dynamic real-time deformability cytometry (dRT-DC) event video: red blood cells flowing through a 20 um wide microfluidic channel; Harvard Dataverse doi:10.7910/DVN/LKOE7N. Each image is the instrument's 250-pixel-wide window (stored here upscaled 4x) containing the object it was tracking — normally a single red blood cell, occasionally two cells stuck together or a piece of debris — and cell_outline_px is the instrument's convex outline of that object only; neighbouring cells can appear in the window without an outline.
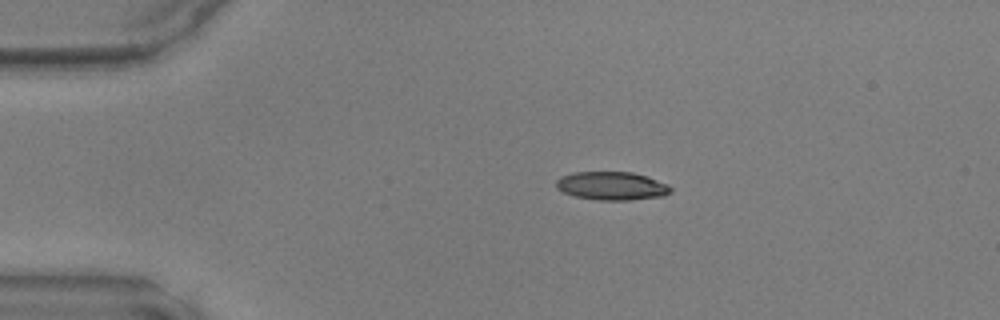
{"species": "common noctule bat (a hibernating species)", "species_latin": "Nyctalus noctula", "temperature_condition": "warm", "stored_images_in_passage": 39, "camera_frame_rate_fps": 3000, "um_per_image_px": 0.085, "animal": {"sex": "male", "body_mass_g": 17.9, "forearm_length_mm": 54.2}, "frame": {"image": 1, "passage_image": 1, "time_ms": 0.0, "image_size_px": [1000, 320], "cell_outline_px": [[672, 192], [664, 196], [632, 200], [600, 200], [576, 196], [564, 192], [556, 188], [556, 180], [560, 176], [572, 172], [632, 172], [668, 184], [672, 188]], "centroid_in_image_um": [52.0, 15.8], "position_along_channel_um": 33.0, "area_um2": 18.9}}
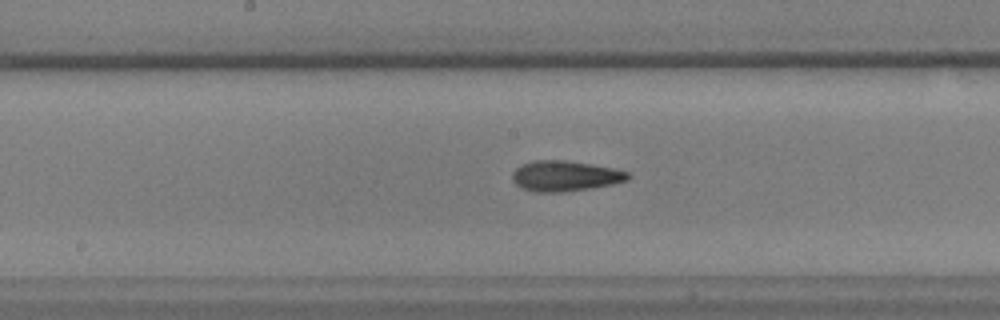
{"frame": {"image": 2, "passage_image": 16, "time_ms": 5.0, "image_size_px": [1000, 320], "cell_outline_px": [[632, 176], [628, 180], [612, 184], [592, 188], [564, 192], [536, 192], [520, 188], [512, 180], [512, 172], [516, 168], [532, 160], [564, 160], [592, 164], [616, 168], [632, 172]], "centroid_in_image_um": [48.08, 14.96], "position_along_channel_um": 200.1, "area_um2": 20.87}}
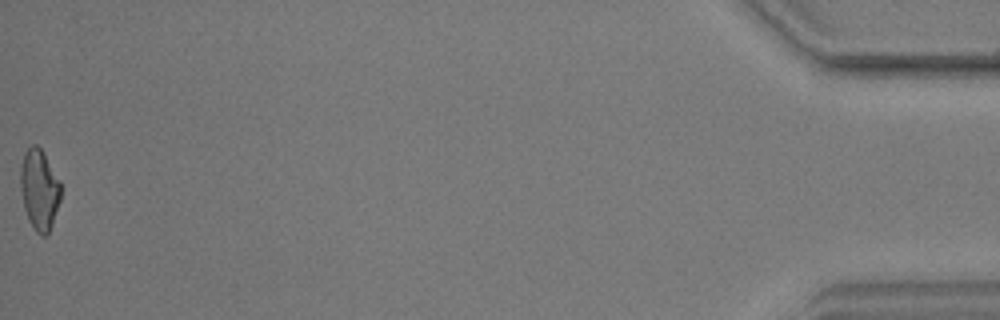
{"frame": {"image": 3, "passage_image": 39, "time_ms": 12.667, "image_size_px": [1000, 320], "cell_outline_px": [[60, 200], [52, 224], [48, 232], [44, 236], [40, 236], [36, 232], [28, 220], [24, 208], [20, 188], [20, 164], [24, 152], [32, 144], [36, 144], [40, 148], [60, 180]], "centroid_in_image_um": [3.32, 16.11], "position_along_channel_um": 431.9, "area_um2": 18.96}}